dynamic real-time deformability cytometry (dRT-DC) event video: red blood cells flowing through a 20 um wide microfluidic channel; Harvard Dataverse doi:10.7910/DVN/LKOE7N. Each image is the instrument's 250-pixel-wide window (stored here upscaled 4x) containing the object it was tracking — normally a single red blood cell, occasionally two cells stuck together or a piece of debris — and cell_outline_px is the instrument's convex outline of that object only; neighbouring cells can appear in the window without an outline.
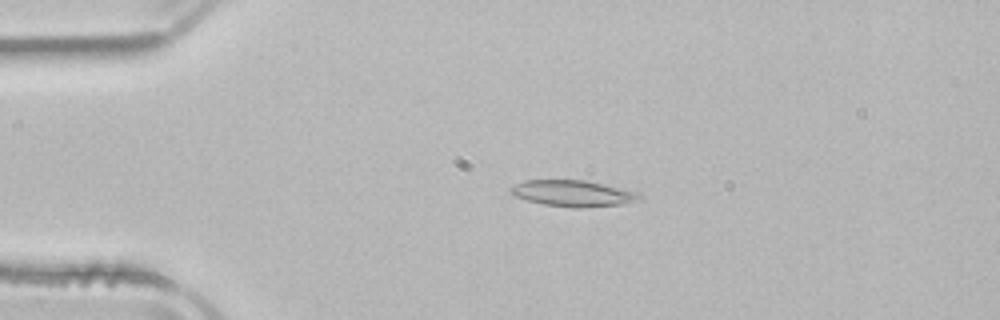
{"species": "common noctule bat (a hibernating species)", "species_latin": "Nyctalus noctula", "temperature_condition": "room temperature", "stored_images_in_passage": 46, "camera_frame_rate_fps": 3000, "um_per_image_px": 0.085, "animal": {"sex": "male", "body_mass_g": 21.5, "forearm_length_mm": 52.0}, "frame": {"image": 1, "passage_image": 5, "time_ms": 1.333, "image_size_px": [1000, 320], "cell_outline_px": [[644, 200], [624, 204], [584, 208], [572, 208], [544, 204], [528, 200], [516, 196], [508, 192], [508, 188], [512, 184], [524, 180], [584, 180], [640, 192], [644, 196]], "centroid_in_image_um": [48.75, 16.44], "position_along_channel_um": 36.2, "area_um2": 20.11}}
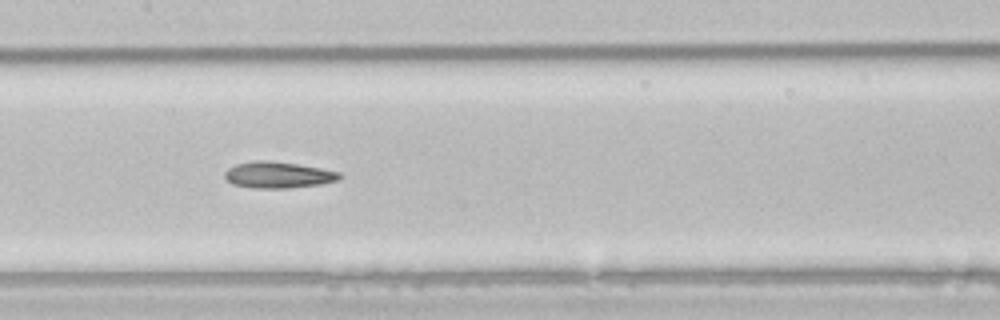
{"frame": {"image": 2, "passage_image": 19, "time_ms": 6.0, "image_size_px": [1000, 320], "cell_outline_px": [[344, 176], [340, 180], [320, 184], [288, 188], [252, 188], [232, 184], [224, 176], [224, 172], [228, 168], [236, 164], [256, 160], [264, 160], [296, 164], [320, 168], [340, 172]], "centroid_in_image_um": [23.65, 14.87], "position_along_channel_um": 183.7, "area_um2": 17.63}}
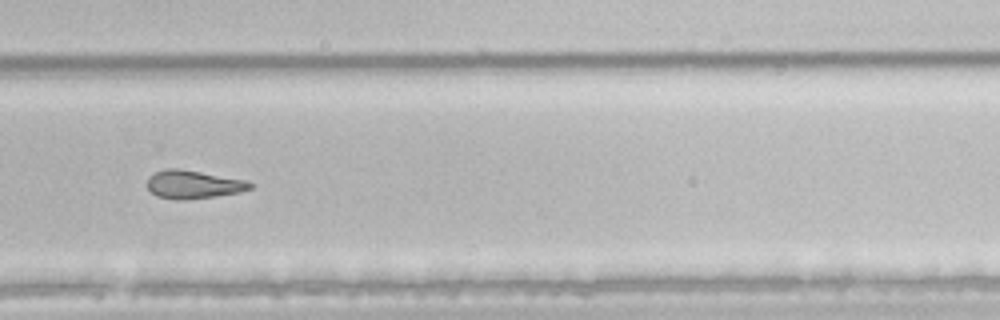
{"frame": {"image": 3, "passage_image": 29, "time_ms": 9.333, "image_size_px": [1000, 320], "cell_outline_px": [[252, 188], [240, 192], [216, 196], [180, 200], [176, 200], [156, 196], [148, 188], [148, 176], [156, 172], [168, 168], [176, 168], [248, 180], [252, 184]], "centroid_in_image_um": [16.44, 15.68], "position_along_channel_um": 313.4, "area_um2": 16.82}}